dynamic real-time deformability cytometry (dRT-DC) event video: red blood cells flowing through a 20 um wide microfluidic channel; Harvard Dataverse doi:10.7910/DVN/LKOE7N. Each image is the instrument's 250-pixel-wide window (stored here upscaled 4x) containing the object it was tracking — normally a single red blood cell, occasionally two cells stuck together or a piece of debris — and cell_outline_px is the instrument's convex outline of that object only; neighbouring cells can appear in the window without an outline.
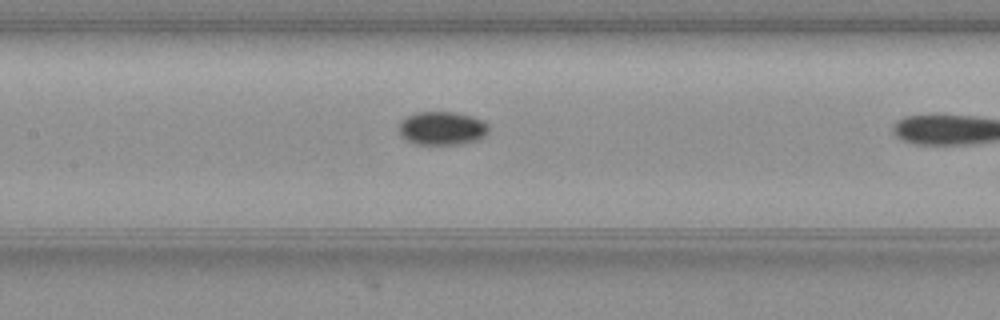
{"species": "common noctule bat (a hibernating species)", "species_latin": "Nyctalus noctula", "temperature_condition": "warm", "stored_images_in_passage": 18, "camera_frame_rate_fps": 3000, "um_per_image_px": 0.085, "animal": {"sex": "female", "body_mass_g": 19.3, "forearm_length_mm": 54.1}, "frame": {"image": 1, "passage_image": 13, "time_ms": 4.0, "image_size_px": [1000, 320], "cell_outline_px": [[488, 132], [484, 136], [460, 144], [416, 144], [400, 136], [400, 120], [416, 112], [456, 112], [472, 116], [484, 120], [488, 124]], "centroid_in_image_um": [37.57, 10.88], "position_along_channel_um": 169.8, "area_um2": 17.4}}
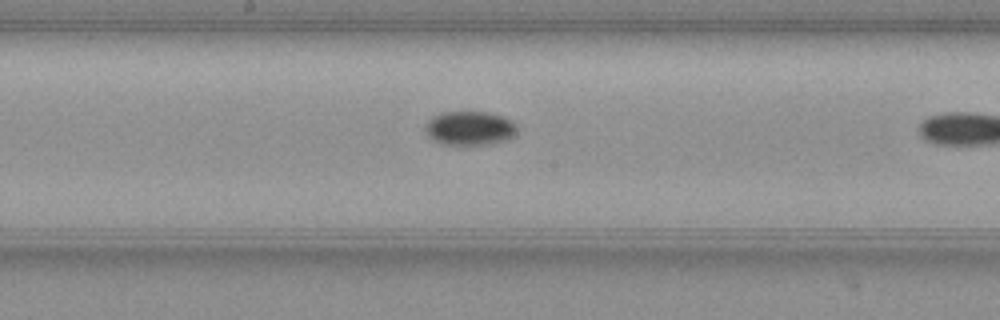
{"frame": {"image": 2, "passage_image": 16, "time_ms": 5.0, "image_size_px": [1000, 320], "cell_outline_px": [[516, 132], [508, 140], [464, 148], [440, 144], [428, 136], [424, 128], [424, 124], [432, 116], [440, 112], [488, 112], [504, 116], [516, 124]], "centroid_in_image_um": [39.88, 10.93], "position_along_channel_um": 208.3, "area_um2": 18.96}}